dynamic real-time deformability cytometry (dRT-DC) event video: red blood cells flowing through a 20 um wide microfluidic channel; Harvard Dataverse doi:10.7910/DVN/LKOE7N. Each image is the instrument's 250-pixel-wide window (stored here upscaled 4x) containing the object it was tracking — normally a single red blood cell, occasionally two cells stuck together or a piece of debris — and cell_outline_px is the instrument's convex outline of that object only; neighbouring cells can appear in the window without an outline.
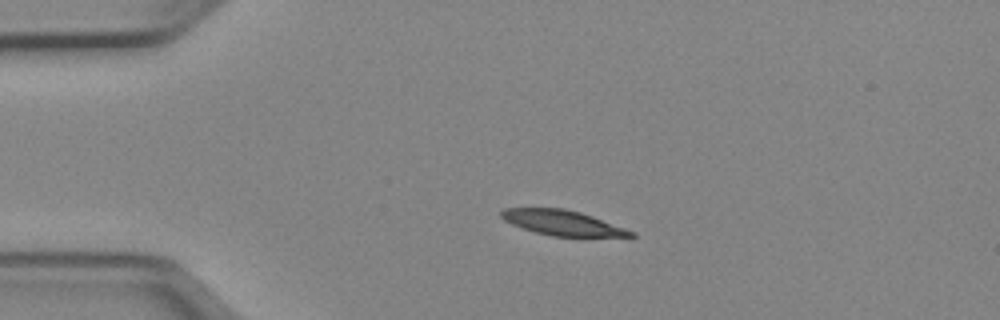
{"species": "Egyptian fruit bat (a non-hibernating species)", "species_latin": "Rousettus aegyptiacus", "temperature_condition": "cold", "stored_images_in_passage": 41, "camera_frame_rate_fps": 3000, "um_per_image_px": 0.085, "animal": {"sex": "female"}, "frame": {"image": 1, "passage_image": 1, "time_ms": 0.0, "image_size_px": [1000, 320], "cell_outline_px": [[636, 236], [552, 236], [536, 232], [512, 224], [504, 220], [500, 216], [500, 212], [504, 208], [564, 208], [580, 212], [592, 216], [636, 232]], "centroid_in_image_um": [47.79, 18.92], "position_along_channel_um": 37.2, "area_um2": 18.67}}
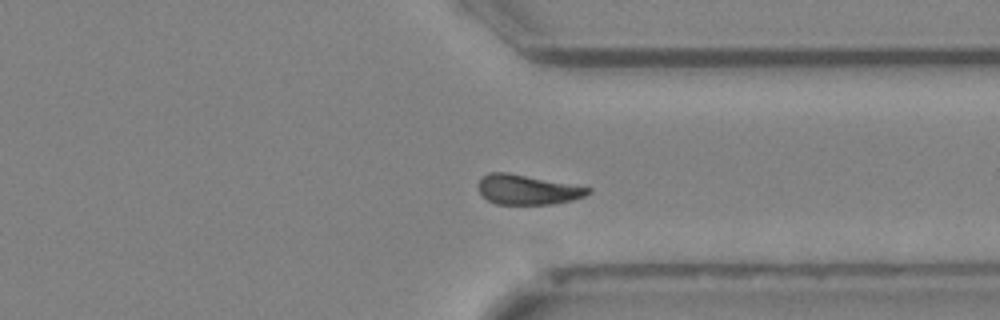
{"frame": {"image": 2, "passage_image": 29, "time_ms": 9.333, "image_size_px": [1000, 320], "cell_outline_px": [[592, 192], [584, 196], [572, 200], [552, 204], [496, 204], [488, 200], [480, 192], [480, 180], [488, 172], [508, 172], [592, 188]], "centroid_in_image_um": [44.86, 16.12], "position_along_channel_um": 366.5, "area_um2": 18.84}}
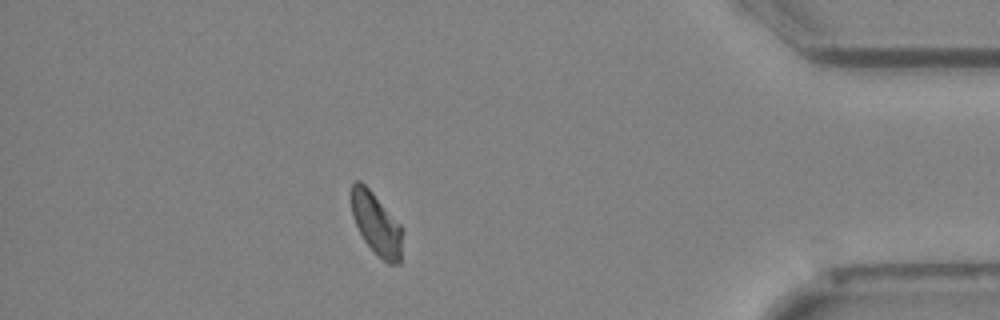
{"frame": {"image": 3, "passage_image": 35, "time_ms": 11.333, "image_size_px": [1000, 320], "cell_outline_px": [[400, 264], [388, 264], [364, 240], [352, 216], [352, 184], [356, 180], [360, 180], [372, 192], [400, 224]], "centroid_in_image_um": [31.96, 19.01], "position_along_channel_um": 403.2, "area_um2": 17.69}, "authors_computed_cell_mechanics": {"area_um2": 19.652, "velocity_mm_per_s": 3.9135, "shape_relaxation_time_tau1_ms": 4.1481, "shape_relaxation_time_tau2_ms": null, "deformation_change_tau1": 0.1108, "deformation_change_tau2": null}}